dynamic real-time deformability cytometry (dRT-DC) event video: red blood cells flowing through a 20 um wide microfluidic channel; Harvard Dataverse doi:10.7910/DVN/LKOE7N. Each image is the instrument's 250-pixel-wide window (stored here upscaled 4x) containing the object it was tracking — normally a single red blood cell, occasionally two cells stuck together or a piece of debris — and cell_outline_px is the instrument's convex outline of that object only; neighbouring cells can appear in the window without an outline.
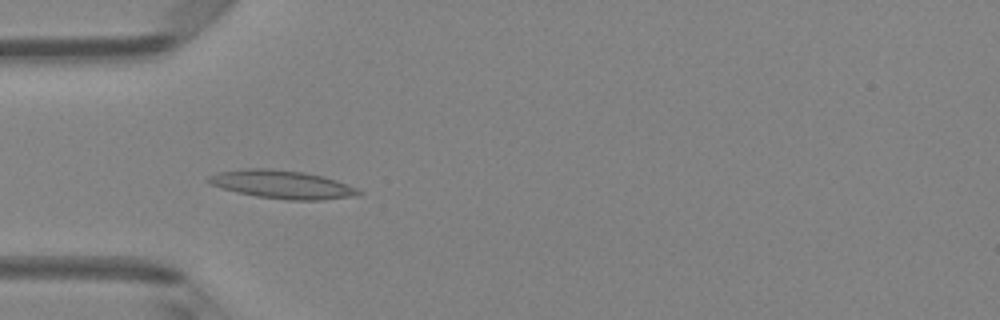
{"species": "Egyptian fruit bat (a non-hibernating species)", "species_latin": "Rousettus aegyptiacus", "temperature_condition": "room temperature", "stored_images_in_passage": 5, "camera_frame_rate_fps": 3000, "um_per_image_px": 0.085, "animal": {"sex": "female"}, "frame": {"image": 1, "passage_image": 5, "time_ms": 4.667, "image_size_px": [1000, 320], "cell_outline_px": [[364, 192], [360, 196], [320, 200], [288, 200], [256, 196], [236, 192], [220, 188], [204, 180], [208, 176], [216, 172], [244, 168], [268, 168], [304, 172], [324, 176], [336, 180], [356, 188]], "centroid_in_image_um": [23.97, 15.68], "position_along_channel_um": 61.0, "area_um2": 25.03}}